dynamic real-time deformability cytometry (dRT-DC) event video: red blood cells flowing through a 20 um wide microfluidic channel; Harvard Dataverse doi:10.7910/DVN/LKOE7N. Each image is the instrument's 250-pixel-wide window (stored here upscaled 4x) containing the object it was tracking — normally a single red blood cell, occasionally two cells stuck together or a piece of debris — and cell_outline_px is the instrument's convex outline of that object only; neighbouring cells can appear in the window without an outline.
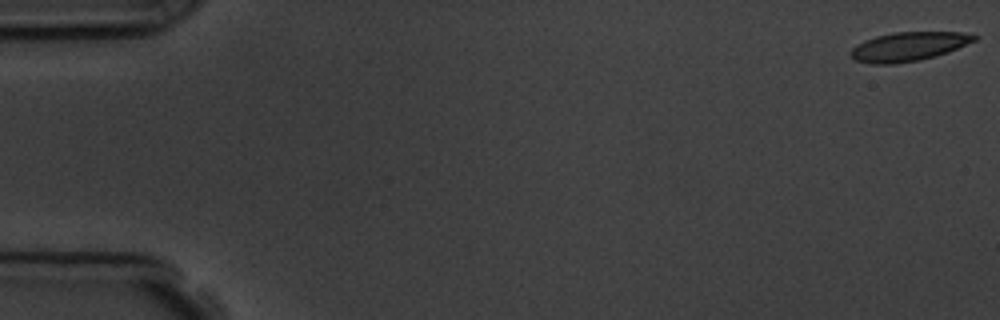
{"species": "common noctule bat (a hibernating species)", "species_latin": "Nyctalus noctula", "temperature_condition": "room temperature", "stored_images_in_passage": 6, "camera_frame_rate_fps": 3000, "um_per_image_px": 0.085, "animal": {"sex": "male", "body_mass_g": 19.5, "forearm_length_mm": 54.6}, "frame": {"image": 1, "passage_image": 1, "time_ms": 0.0, "image_size_px": [1000, 320], "cell_outline_px": [[980, 36], [976, 40], [948, 52], [936, 56], [920, 60], [892, 64], [868, 64], [856, 60], [848, 52], [856, 44], [864, 40], [876, 36], [892, 32], [964, 32]], "centroid_in_image_um": [77.21, 3.95], "position_along_channel_um": 7.8, "area_um2": 21.04}}
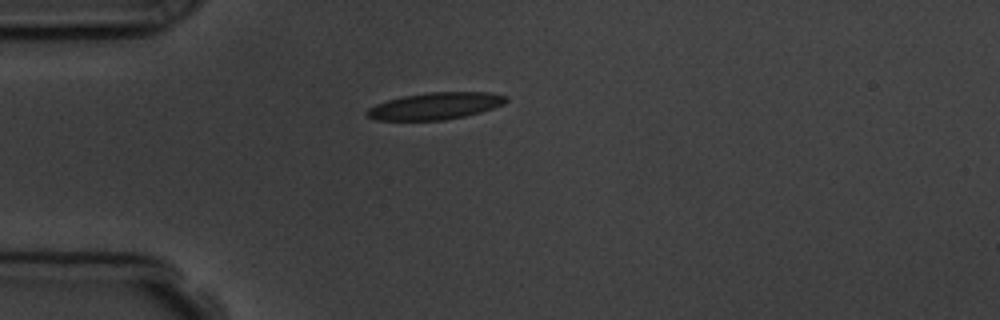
{"frame": {"image": 2, "passage_image": 5, "time_ms": 4.667, "image_size_px": [1000, 320], "cell_outline_px": [[508, 100], [504, 104], [480, 112], [464, 116], [444, 120], [376, 120], [368, 116], [364, 112], [368, 108], [376, 104], [388, 100], [404, 96], [428, 92], [488, 92], [508, 96]], "centroid_in_image_um": [37.0, 9.0], "position_along_channel_um": 48.0, "area_um2": 21.73}}